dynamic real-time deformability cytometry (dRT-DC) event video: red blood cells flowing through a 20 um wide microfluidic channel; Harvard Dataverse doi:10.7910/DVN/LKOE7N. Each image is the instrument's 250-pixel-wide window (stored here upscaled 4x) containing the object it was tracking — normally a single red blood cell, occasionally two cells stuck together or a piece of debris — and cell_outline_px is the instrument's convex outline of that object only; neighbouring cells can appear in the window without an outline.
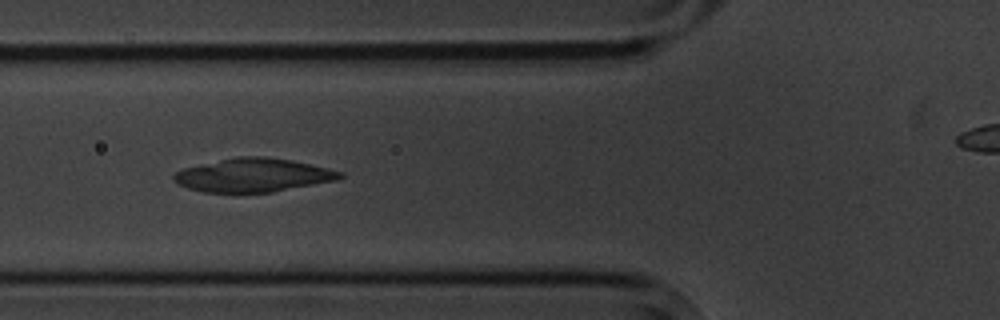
{"species": "common noctule bat (a hibernating species)", "species_latin": "Nyctalus noctula", "temperature_condition": "cold", "stored_images_in_passage": 12, "segment_of_instrument_passage": [1, 2], "camera_frame_rate_fps": 3000, "um_per_image_px": 0.085, "animal": {"sex": "male", "body_mass_g": 20.1, "forearm_length_mm": 53.5}, "frame": {"image": 1, "passage_image": 6, "time_ms": 6.667, "image_size_px": [1000, 320], "cell_outline_px": [[344, 176], [336, 180], [272, 192], [204, 192], [188, 188], [172, 180], [172, 176], [176, 172], [184, 168], [200, 164], [236, 156], [264, 156], [292, 160], [328, 168], [344, 172]], "centroid_in_image_um": [21.52, 14.88], "position_along_channel_um": 104.3, "area_um2": 32.37}}
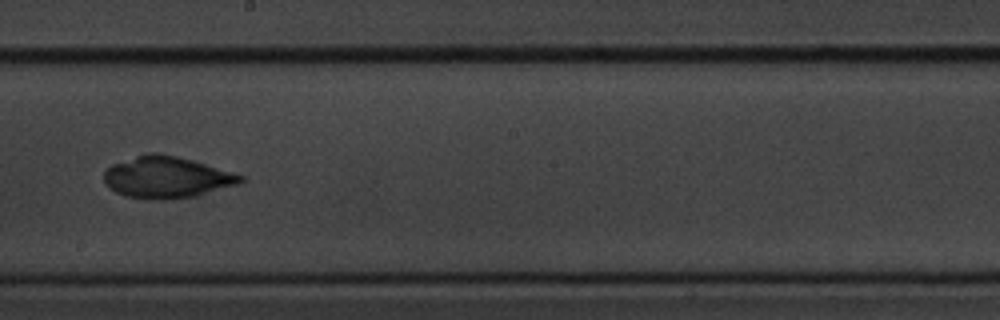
{"frame": {"image": 2, "passage_image": 9, "time_ms": 10.333, "image_size_px": [1000, 320], "cell_outline_px": [[244, 180], [236, 184], [192, 196], [172, 200], [148, 200], [124, 196], [108, 188], [104, 184], [104, 172], [112, 164], [148, 152], [156, 152], [176, 156], [244, 176]], "centroid_in_image_um": [14.07, 15.08], "position_along_channel_um": 234.1, "area_um2": 32.71}}
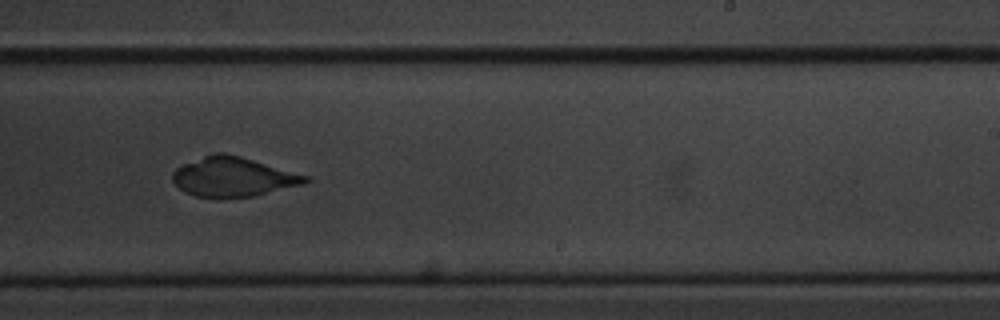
{"frame": {"image": 3, "passage_image": 10, "time_ms": 11.333, "image_size_px": [1000, 320], "cell_outline_px": [[312, 180], [304, 184], [256, 196], [220, 200], [196, 196], [184, 192], [172, 180], [172, 172], [180, 164], [216, 152], [224, 152], [240, 156], [308, 176]], "centroid_in_image_um": [19.79, 15.06], "position_along_channel_um": 269.2, "area_um2": 31.1}}